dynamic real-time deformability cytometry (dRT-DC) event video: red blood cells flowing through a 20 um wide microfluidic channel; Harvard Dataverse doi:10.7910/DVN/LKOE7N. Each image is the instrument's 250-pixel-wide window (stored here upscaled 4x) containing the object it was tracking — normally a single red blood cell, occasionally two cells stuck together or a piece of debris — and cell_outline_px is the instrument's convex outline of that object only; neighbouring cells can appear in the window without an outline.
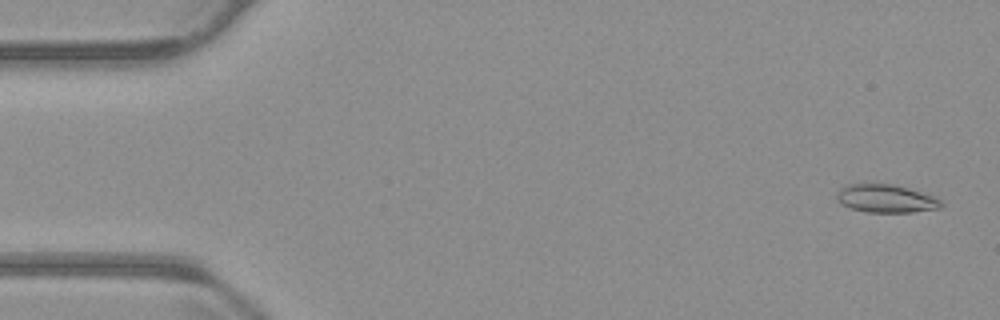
{"species": "common noctule bat (a hibernating species)", "species_latin": "Nyctalus noctula", "temperature_condition": "warm", "stored_images_in_passage": 55, "camera_frame_rate_fps": 3000, "um_per_image_px": 0.085, "animal": {"sex": "male", "body_mass_g": 23.1, "forearm_length_mm": 52.7}, "frame": {"image": 1, "passage_image": 2, "time_ms": 0.333, "image_size_px": [1000, 320], "cell_outline_px": [[944, 204], [940, 208], [912, 212], [864, 212], [840, 204], [836, 200], [836, 192], [844, 184], [864, 180], [896, 184], [936, 196]], "centroid_in_image_um": [75.23, 16.81], "position_along_channel_um": 9.8, "area_um2": 18.15}}
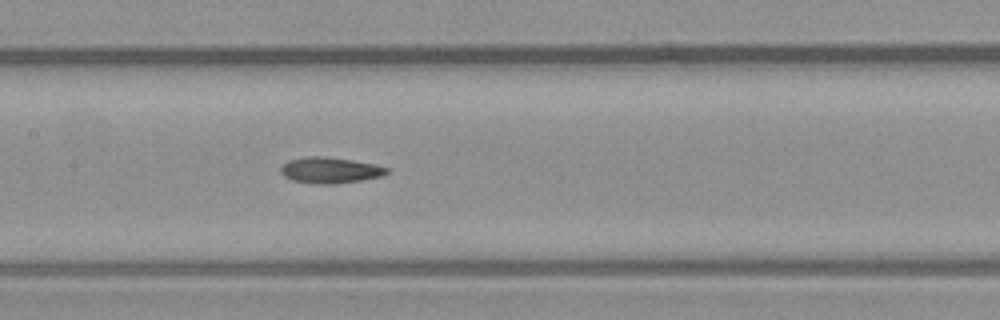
{"frame": {"image": 2, "passage_image": 26, "time_ms": 8.333, "image_size_px": [1000, 320], "cell_outline_px": [[388, 172], [384, 176], [360, 180], [332, 184], [316, 184], [292, 180], [284, 176], [280, 172], [280, 168], [288, 160], [304, 156], [328, 156], [376, 164], [388, 168]], "centroid_in_image_um": [28.05, 14.46], "position_along_channel_um": 179.4, "area_um2": 16.18}}
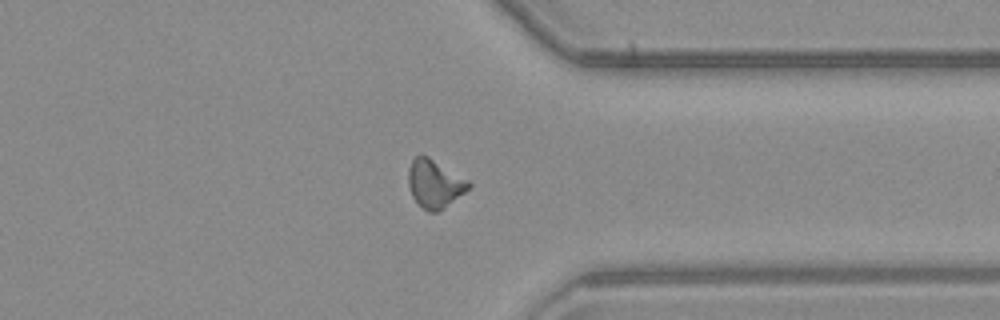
{"frame": {"image": 3, "passage_image": 42, "time_ms": 13.667, "image_size_px": [1000, 320], "cell_outline_px": [[472, 184], [464, 192], [444, 208], [436, 212], [428, 212], [412, 196], [408, 184], [408, 168], [412, 160], [416, 156], [428, 156], [468, 180]], "centroid_in_image_um": [36.93, 15.61], "position_along_channel_um": 374.5, "area_um2": 16.59}, "authors_computed_cell_mechanics": {"area_um2": 16.0106, "velocity_mm_per_s": 3.7609, "shape_relaxation_time_tau1_ms": null, "shape_relaxation_time_tau2_ms": 5.2776, "deformation_change_tau1": null, "deformation_change_tau2": 0.1219}}